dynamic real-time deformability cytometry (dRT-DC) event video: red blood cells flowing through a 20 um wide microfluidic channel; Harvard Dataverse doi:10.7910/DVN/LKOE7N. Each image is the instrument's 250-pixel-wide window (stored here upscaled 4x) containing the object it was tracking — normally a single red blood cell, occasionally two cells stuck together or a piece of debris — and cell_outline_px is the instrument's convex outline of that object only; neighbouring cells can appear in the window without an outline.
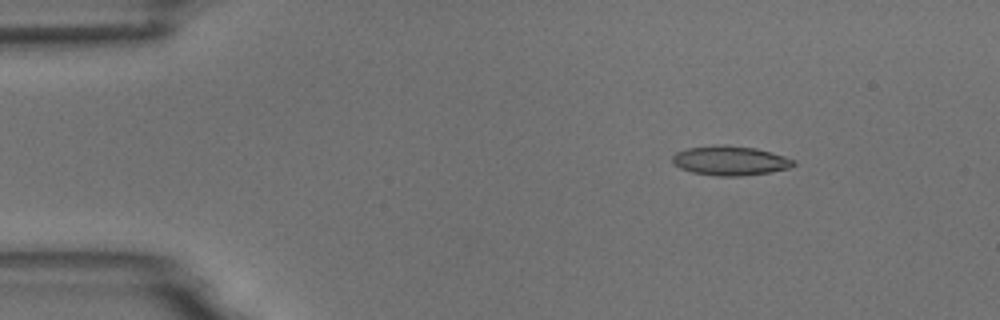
{"species": "common noctule bat (a hibernating species)", "species_latin": "Nyctalus noctula", "temperature_condition": "room temperature", "stored_images_in_passage": 7, "camera_frame_rate_fps": 3000, "um_per_image_px": 0.085, "animal": {"sex": "male", "body_mass_g": 18.8}, "frame": {"image": 1, "passage_image": 3, "time_ms": 2.333, "image_size_px": [1000, 320], "cell_outline_px": [[796, 164], [792, 168], [768, 172], [740, 176], [716, 176], [692, 172], [680, 168], [672, 164], [672, 156], [676, 152], [688, 148], [716, 144], [724, 144], [756, 148], [772, 152], [796, 160]], "centroid_in_image_um": [62.07, 13.65], "position_along_channel_um": 22.9, "area_um2": 21.04}}
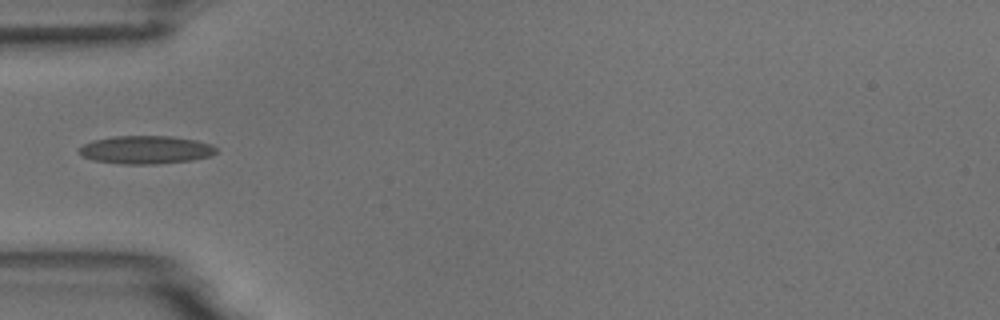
{"frame": {"image": 2, "passage_image": 6, "time_ms": 5.667, "image_size_px": [1000, 320], "cell_outline_px": [[216, 152], [212, 156], [192, 160], [156, 164], [120, 164], [92, 160], [84, 156], [80, 152], [80, 148], [84, 144], [92, 140], [116, 136], [172, 136], [196, 140], [212, 144], [216, 148]], "centroid_in_image_um": [12.43, 12.73], "position_along_channel_um": 72.6, "area_um2": 22.48}}